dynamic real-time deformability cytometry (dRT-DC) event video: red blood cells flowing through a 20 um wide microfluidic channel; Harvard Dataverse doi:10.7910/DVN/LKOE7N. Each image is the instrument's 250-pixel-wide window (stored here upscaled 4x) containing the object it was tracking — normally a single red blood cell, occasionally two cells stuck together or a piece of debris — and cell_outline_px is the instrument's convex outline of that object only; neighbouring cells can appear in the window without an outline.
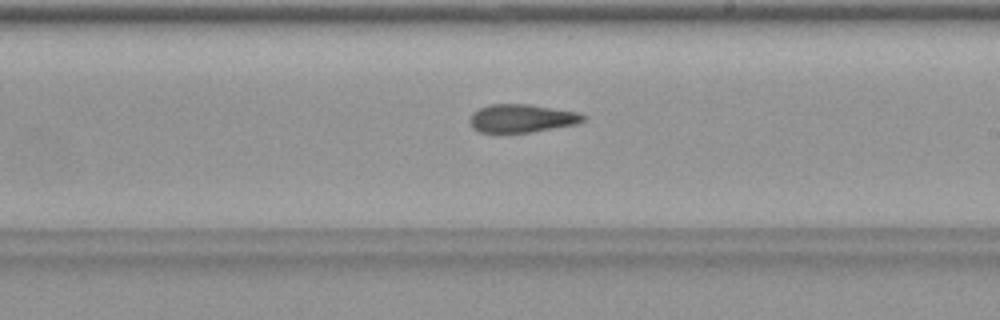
{"species": "common noctule bat (a hibernating species)", "species_latin": "Nyctalus noctula", "temperature_condition": "warm", "stored_images_in_passage": 28, "camera_frame_rate_fps": 3000, "um_per_image_px": 0.085, "animal": {"sex": "female", "body_mass_g": 19.9}, "frame": {"image": 1, "passage_image": 16, "time_ms": 5.0, "image_size_px": [1000, 320], "cell_outline_px": [[588, 116], [584, 120], [576, 124], [532, 132], [480, 132], [472, 128], [468, 120], [472, 112], [488, 104], [528, 104], [580, 112]], "centroid_in_image_um": [44.35, 10.05], "position_along_channel_um": 244.7, "area_um2": 18.79}}